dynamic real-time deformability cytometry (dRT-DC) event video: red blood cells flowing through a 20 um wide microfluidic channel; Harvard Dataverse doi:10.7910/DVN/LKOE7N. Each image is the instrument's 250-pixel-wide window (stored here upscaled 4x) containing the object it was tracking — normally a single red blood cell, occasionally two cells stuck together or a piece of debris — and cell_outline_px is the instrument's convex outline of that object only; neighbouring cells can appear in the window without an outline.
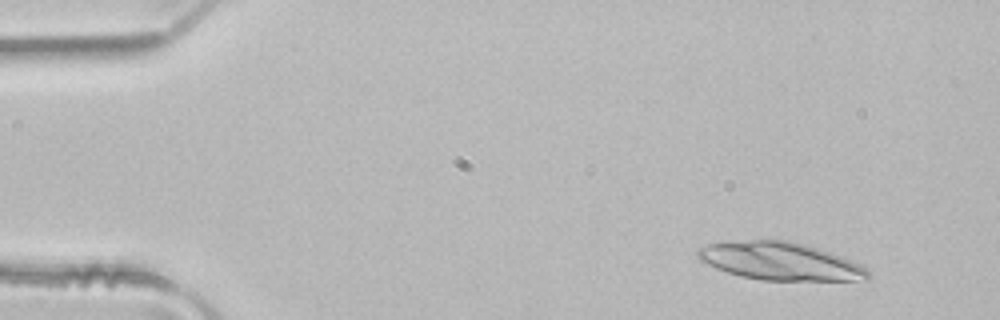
{"species": "common noctule bat (a hibernating species)", "species_latin": "Nyctalus noctula", "temperature_condition": "room temperature", "stored_images_in_passage": 4, "camera_frame_rate_fps": 3000, "um_per_image_px": 0.085, "animal": {"sex": "male", "body_mass_g": 21.5, "forearm_length_mm": 52.0}, "frame": {"image": 1, "passage_image": 1, "time_ms": 0.0, "image_size_px": [1000, 320], "cell_outline_px": [[872, 280], [760, 280], [740, 276], [716, 268], [700, 260], [696, 256], [696, 252], [700, 248], [708, 244], [752, 240], [788, 240], [804, 244], [852, 260], [868, 268], [872, 272]], "centroid_in_image_um": [66.38, 22.22], "position_along_channel_um": 18.6, "area_um2": 37.4}}